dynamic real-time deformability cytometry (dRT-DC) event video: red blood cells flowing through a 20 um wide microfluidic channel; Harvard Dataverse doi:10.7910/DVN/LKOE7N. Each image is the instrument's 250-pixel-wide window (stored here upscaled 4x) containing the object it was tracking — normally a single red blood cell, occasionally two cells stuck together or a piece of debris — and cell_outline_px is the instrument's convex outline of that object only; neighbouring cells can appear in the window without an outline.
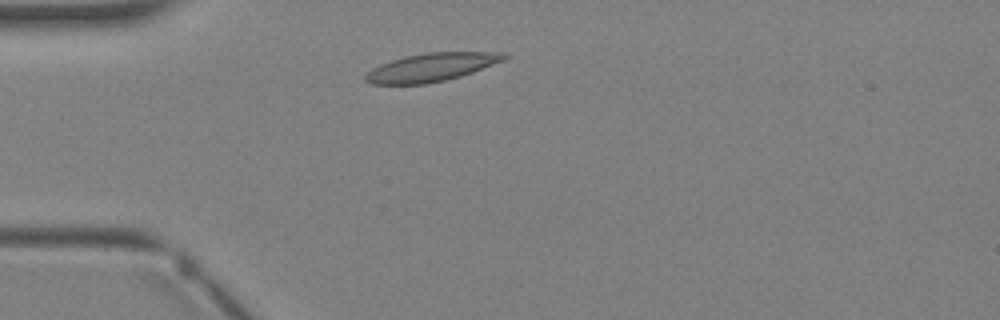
{"species": "Egyptian fruit bat (a non-hibernating species)", "species_latin": "Rousettus aegyptiacus", "temperature_condition": "warm", "stored_images_in_passage": 2, "camera_frame_rate_fps": 3000, "um_per_image_px": 0.085, "animal": {"sex": "female"}, "frame": {"image": 1, "passage_image": 2, "time_ms": 1.0, "image_size_px": [1000, 320], "cell_outline_px": [[508, 56], [504, 60], [472, 72], [460, 76], [444, 80], [424, 84], [372, 84], [364, 80], [364, 76], [372, 68], [380, 64], [404, 56], [428, 52], [508, 52]], "centroid_in_image_um": [36.66, 5.71], "position_along_channel_um": 48.3, "area_um2": 22.72}}